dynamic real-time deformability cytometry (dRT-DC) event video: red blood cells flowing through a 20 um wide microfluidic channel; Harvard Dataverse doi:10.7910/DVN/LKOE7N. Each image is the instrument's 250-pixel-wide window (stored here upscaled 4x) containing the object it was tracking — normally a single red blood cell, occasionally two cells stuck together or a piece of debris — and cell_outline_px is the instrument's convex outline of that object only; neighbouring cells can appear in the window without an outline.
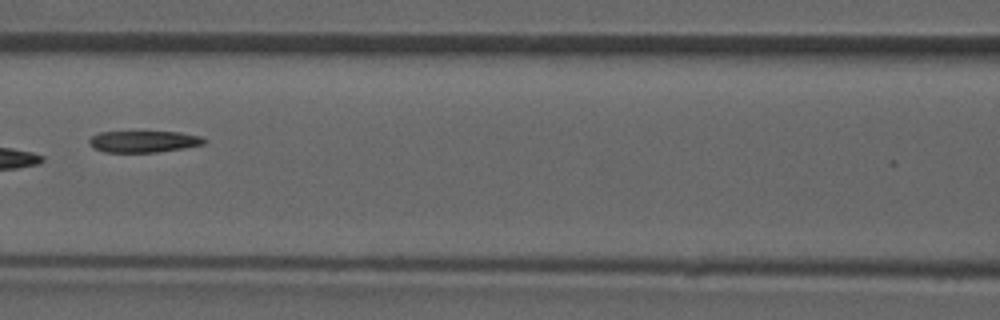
{"species": "common noctule bat (a hibernating species)", "species_latin": "Nyctalus noctula", "temperature_condition": "room temperature", "stored_images_in_passage": 7, "camera_frame_rate_fps": 3000, "um_per_image_px": 0.085, "animal": {"sex": "male", "forearm_length_mm": 52.5}, "frame": {"image": 1, "passage_image": 6, "time_ms": 6.667, "image_size_px": [1000, 320], "cell_outline_px": [[208, 140], [204, 144], [184, 148], [156, 152], [104, 152], [96, 148], [88, 140], [92, 136], [100, 132], [180, 132], [200, 136]], "centroid_in_image_um": [12.26, 12.03], "position_along_channel_um": 154.3, "area_um2": 14.28}}